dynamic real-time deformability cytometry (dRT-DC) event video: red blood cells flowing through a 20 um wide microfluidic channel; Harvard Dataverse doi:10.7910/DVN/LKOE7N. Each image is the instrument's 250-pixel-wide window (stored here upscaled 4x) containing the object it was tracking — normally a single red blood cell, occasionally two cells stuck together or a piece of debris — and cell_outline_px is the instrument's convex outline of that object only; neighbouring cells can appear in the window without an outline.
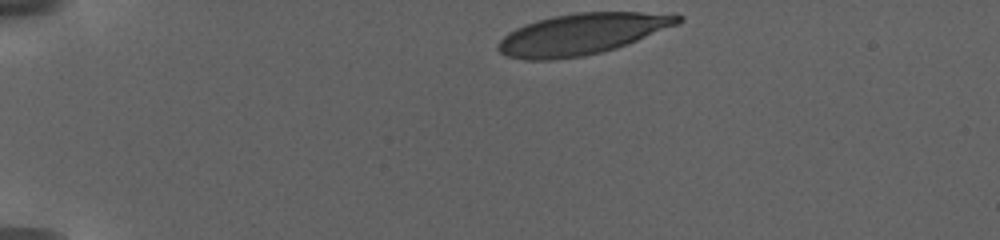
{"species": "human", "species_latin": "Homo sapiens", "temperature_condition": "warm", "stored_images_in_passage": 17, "camera_frame_rate_fps": 3000, "um_per_image_px": 0.085, "donor": {"sex": "female"}, "frame": {"image": 1, "passage_image": 1, "time_ms": 0.0, "image_size_px": [1000, 240], "cell_outline_px": [[684, 20], [676, 24], [616, 48], [600, 52], [580, 56], [552, 60], [524, 60], [508, 56], [500, 52], [496, 48], [496, 44], [508, 32], [524, 24], [536, 20], [552, 16], [576, 12], [676, 12], [684, 16]], "centroid_in_image_um": [49.46, 2.87], "position_along_channel_um": 35.5, "area_um2": 43.18}}
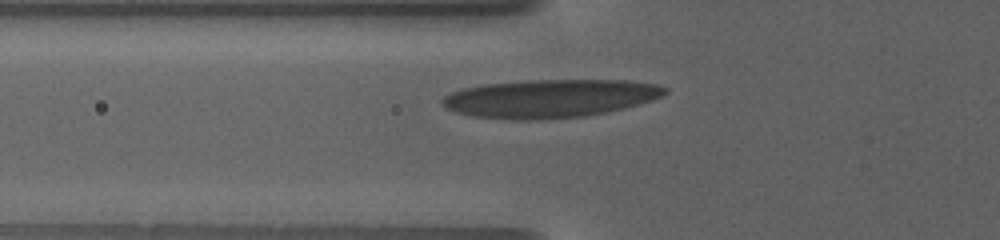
{"frame": {"image": 2, "passage_image": 10, "time_ms": 4.0, "image_size_px": [1000, 240], "cell_outline_px": [[668, 92], [660, 96], [640, 104], [608, 112], [584, 116], [540, 120], [512, 120], [476, 116], [456, 112], [448, 108], [440, 100], [444, 96], [452, 92], [464, 88], [484, 84], [528, 80], [628, 80], [656, 84], [668, 88]], "centroid_in_image_um": [46.77, 8.37], "position_along_channel_um": 79.0, "area_um2": 49.53}}
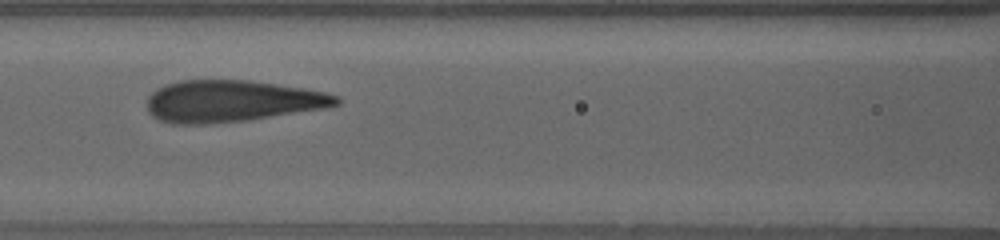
{"frame": {"image": 3, "passage_image": 15, "time_ms": 6.333, "image_size_px": [1000, 240], "cell_outline_px": [[340, 104], [324, 108], [248, 120], [208, 124], [172, 124], [160, 120], [152, 116], [148, 112], [148, 96], [156, 88], [164, 84], [180, 80], [248, 80], [304, 88], [324, 92], [340, 96]], "centroid_in_image_um": [19.67, 8.59], "position_along_channel_um": 146.9, "area_um2": 46.12}}